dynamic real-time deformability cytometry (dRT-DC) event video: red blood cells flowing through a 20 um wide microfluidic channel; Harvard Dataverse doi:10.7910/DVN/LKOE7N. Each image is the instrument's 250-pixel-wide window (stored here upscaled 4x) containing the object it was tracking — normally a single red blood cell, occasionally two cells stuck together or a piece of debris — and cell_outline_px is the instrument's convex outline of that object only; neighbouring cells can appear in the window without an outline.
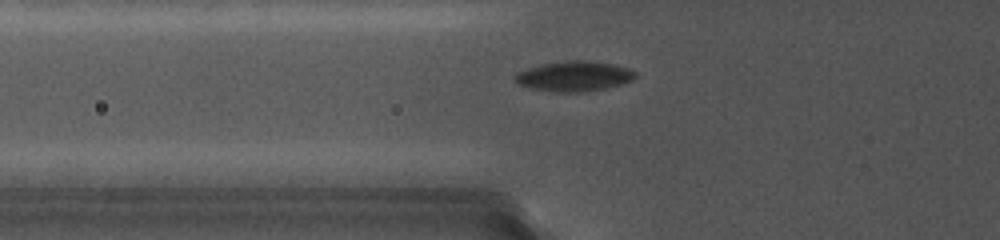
{"species": "common noctule bat (a hibernating species)", "species_latin": "Nyctalus noctula", "temperature_condition": "cold", "stored_images_in_passage": 23, "camera_frame_rate_fps": 5000, "um_per_image_px": 0.085, "animal": {"sex": "female", "body_mass_g": 19.0, "forearm_length_mm": 56.7}, "frame": {"image": 1, "passage_image": 10, "time_ms": 6.8, "image_size_px": [1000, 240], "cell_outline_px": [[636, 76], [632, 80], [620, 84], [604, 88], [580, 92], [556, 92], [532, 88], [516, 84], [516, 76], [524, 68], [544, 64], [568, 60], [584, 60], [612, 64], [628, 68], [636, 72]], "centroid_in_image_um": [48.8, 6.47], "position_along_channel_um": 77.0, "area_um2": 20.81}}
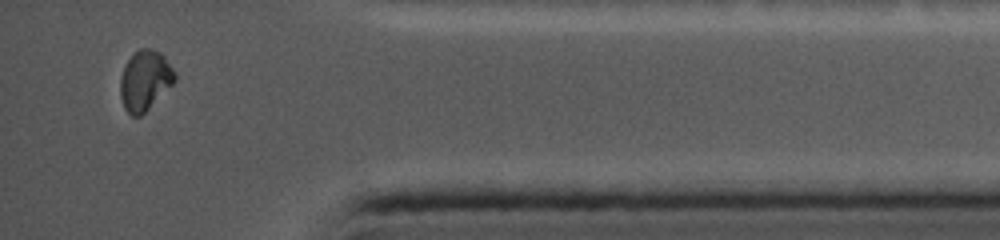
{"frame": {"image": 2, "passage_image": 23, "time_ms": 16.2, "image_size_px": [1000, 240], "cell_outline_px": [[176, 80], [140, 116], [132, 116], [124, 108], [120, 96], [120, 76], [124, 64], [140, 48], [152, 48], [160, 52], [164, 56], [176, 72]], "centroid_in_image_um": [12.31, 6.81], "position_along_channel_um": 422.9, "area_um2": 18.96}, "authors_computed_cell_mechanics": {"area_um2": 20.3456, "velocity_mm_per_s": 3.7847, "shape_relaxation_time_tau1_ms": 4.4499, "shape_relaxation_time_tau2_ms": 2.4077, "deformation_change_tau1": 0.0992, "deformation_change_tau2": 0.0416}}